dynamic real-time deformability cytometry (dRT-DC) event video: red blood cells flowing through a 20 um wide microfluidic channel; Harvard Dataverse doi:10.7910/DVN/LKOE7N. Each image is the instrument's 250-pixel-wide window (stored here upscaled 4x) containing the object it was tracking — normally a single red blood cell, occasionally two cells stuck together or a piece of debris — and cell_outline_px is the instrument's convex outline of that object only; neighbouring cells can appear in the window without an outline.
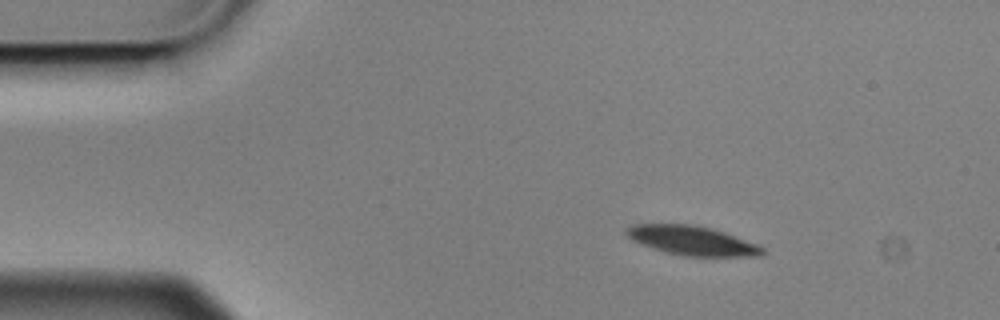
{"species": "Egyptian fruit bat (a non-hibernating species)", "species_latin": "Rousettus aegyptiacus", "temperature_condition": "cold", "stored_images_in_passage": 3, "camera_frame_rate_fps": 3000, "um_per_image_px": 0.085, "animal": {"sex": "male"}, "frame": {"image": 1, "passage_image": 1, "time_ms": 0.0, "image_size_px": [1000, 320], "cell_outline_px": [[764, 252], [760, 256], [684, 256], [664, 252], [640, 244], [632, 240], [624, 232], [624, 228], [632, 224], [692, 224], [724, 232], [756, 244], [764, 248]], "centroid_in_image_um": [58.76, 20.45], "position_along_channel_um": 26.2, "area_um2": 23.12}}